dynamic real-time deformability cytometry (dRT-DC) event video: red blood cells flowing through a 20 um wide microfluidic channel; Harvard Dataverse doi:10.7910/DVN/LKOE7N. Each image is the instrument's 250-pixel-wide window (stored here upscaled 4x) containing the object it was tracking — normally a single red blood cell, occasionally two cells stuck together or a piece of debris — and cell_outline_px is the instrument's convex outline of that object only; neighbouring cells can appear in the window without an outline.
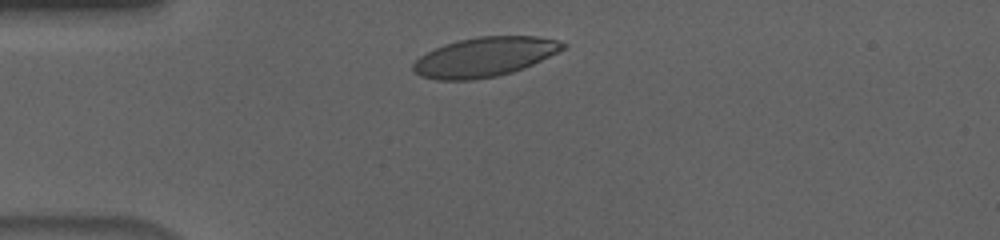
{"species": "human", "species_latin": "Homo sapiens", "temperature_condition": "cold", "stored_images_in_passage": 40, "camera_frame_rate_fps": 3000, "um_per_image_px": 0.085, "donor": {"sex": "male"}, "frame": {"image": 1, "passage_image": 5, "time_ms": 1.333, "image_size_px": [1000, 240], "cell_outline_px": [[568, 44], [564, 48], [524, 68], [512, 72], [496, 76], [472, 80], [436, 80], [420, 76], [412, 72], [412, 64], [420, 56], [444, 44], [460, 40], [480, 36], [536, 36], [556, 40]], "centroid_in_image_um": [41.14, 4.85], "position_along_channel_um": 43.9, "area_um2": 34.16}}
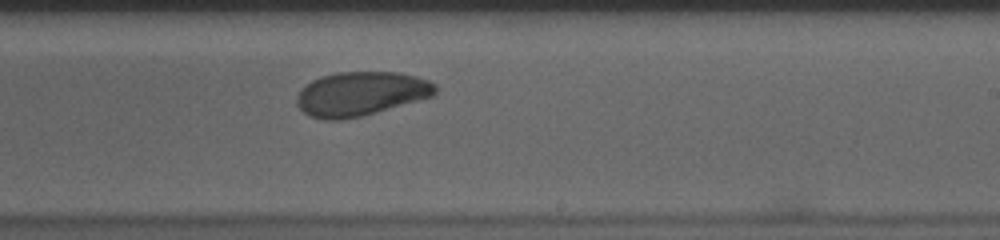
{"frame": {"image": 2, "passage_image": 25, "time_ms": 8.0, "image_size_px": [1000, 240], "cell_outline_px": [[436, 96], [360, 116], [340, 120], [324, 120], [308, 116], [296, 104], [296, 96], [312, 80], [320, 76], [336, 72], [396, 72], [416, 76], [428, 80], [436, 84]], "centroid_in_image_um": [30.68, 7.97], "position_along_channel_um": 258.3, "area_um2": 35.66}}
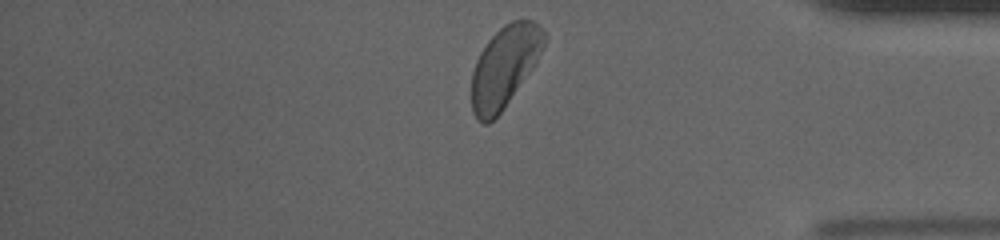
{"frame": {"image": 3, "passage_image": 38, "time_ms": 12.333, "image_size_px": [1000, 240], "cell_outline_px": [[544, 48], [532, 68], [504, 108], [488, 124], [484, 124], [472, 112], [472, 72], [476, 60], [480, 52], [488, 40], [504, 24], [512, 20], [532, 20], [544, 32]], "centroid_in_image_um": [42.87, 5.66], "position_along_channel_um": 392.3, "area_um2": 33.76}, "authors_computed_cell_mechanics": {"area_um2": 35.6048, "velocity_mm_per_s": 3.6051, "shape_relaxation_time_tau1_ms": 3.3284, "shape_relaxation_time_tau2_ms": 2.8263, "deformation_change_tau1": 0.1142, "deformation_change_tau2": 0.0598}}